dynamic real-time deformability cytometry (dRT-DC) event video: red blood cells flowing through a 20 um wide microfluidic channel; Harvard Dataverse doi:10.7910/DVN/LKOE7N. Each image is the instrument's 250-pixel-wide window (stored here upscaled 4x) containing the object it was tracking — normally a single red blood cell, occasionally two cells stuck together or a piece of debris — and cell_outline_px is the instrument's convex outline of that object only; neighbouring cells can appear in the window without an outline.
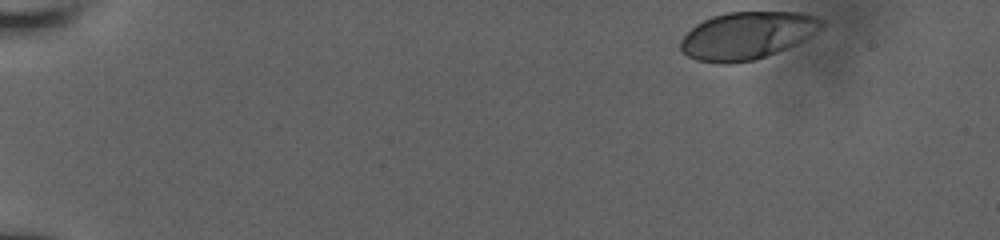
{"species": "human", "species_latin": "Homo sapiens", "temperature_condition": "room temperature", "stored_images_in_passage": 46, "camera_frame_rate_fps": 3000, "um_per_image_px": 0.085, "donor": {"sex": "male"}, "frame": {"image": 1, "passage_image": 1, "time_ms": 0.0, "image_size_px": [1000, 240], "cell_outline_px": [[824, 24], [820, 28], [796, 44], [756, 60], [732, 64], [720, 64], [696, 60], [688, 56], [680, 48], [680, 40], [696, 24], [712, 16], [728, 12], [800, 12], [816, 16]], "centroid_in_image_um": [63.46, 3.03], "position_along_channel_um": 21.5, "area_um2": 38.78}}
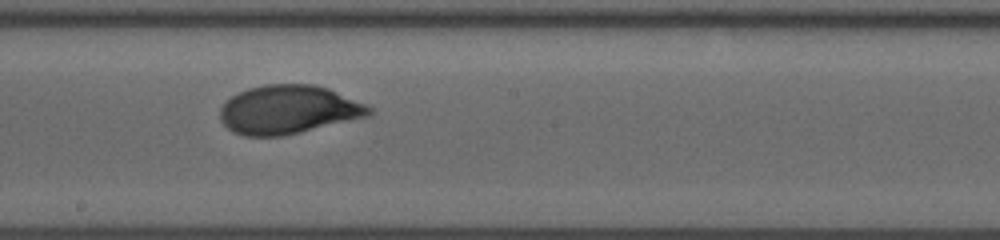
{"frame": {"image": 2, "passage_image": 23, "time_ms": 8.667, "image_size_px": [1000, 240], "cell_outline_px": [[372, 112], [368, 116], [300, 132], [280, 136], [244, 136], [232, 132], [220, 120], [220, 108], [224, 100], [248, 88], [264, 84], [316, 84], [328, 88], [364, 104], [372, 108]], "centroid_in_image_um": [24.46, 9.31], "position_along_channel_um": 223.7, "area_um2": 42.14}}
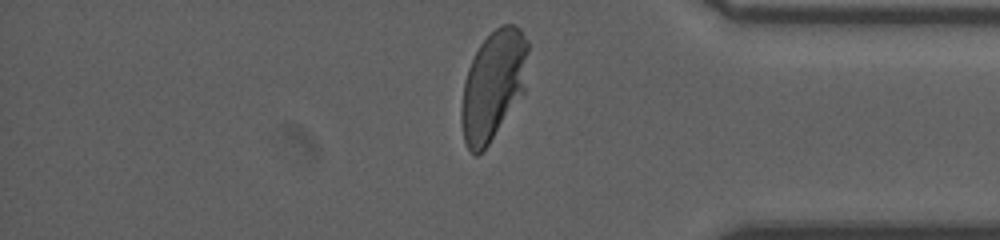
{"frame": {"image": 3, "passage_image": 44, "time_ms": 13.333, "image_size_px": [1000, 240], "cell_outline_px": [[528, 52], [524, 92], [488, 144], [476, 156], [468, 148], [464, 140], [460, 120], [460, 108], [464, 80], [468, 68], [480, 44], [500, 24], [516, 24], [520, 28], [528, 40]], "centroid_in_image_um": [41.91, 7.22], "position_along_channel_um": 393.3, "area_um2": 42.37}}